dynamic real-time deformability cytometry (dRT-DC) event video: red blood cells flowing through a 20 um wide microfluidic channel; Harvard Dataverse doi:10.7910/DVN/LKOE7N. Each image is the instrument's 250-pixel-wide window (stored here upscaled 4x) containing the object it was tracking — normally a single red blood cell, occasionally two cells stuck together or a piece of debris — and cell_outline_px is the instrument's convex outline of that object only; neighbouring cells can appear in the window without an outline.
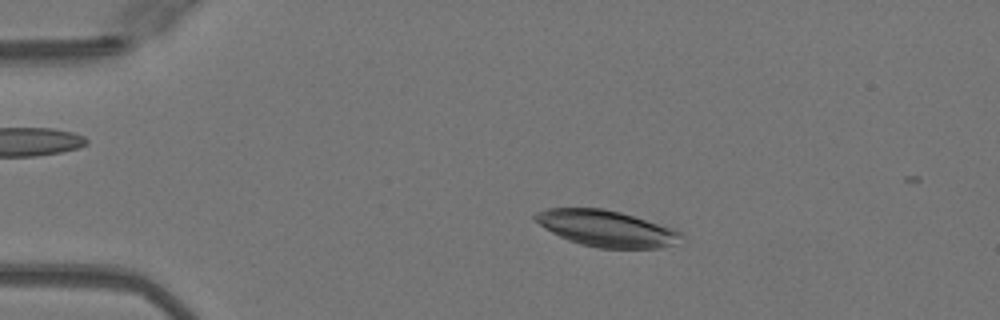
{"species": "Egyptian fruit bat (a non-hibernating species)", "species_latin": "Rousettus aegyptiacus", "temperature_condition": "warm", "stored_images_in_passage": 49, "camera_frame_rate_fps": 3000, "um_per_image_px": 0.085, "animal": {"sex": "female"}, "frame": {"image": 1, "passage_image": 9, "time_ms": 2.667, "image_size_px": [1000, 320], "cell_outline_px": [[684, 236], [672, 244], [660, 248], [600, 248], [580, 244], [568, 240], [544, 228], [532, 216], [536, 212], [548, 208], [604, 208], [620, 212], [676, 228]], "centroid_in_image_um": [51.55, 19.41], "position_along_channel_um": 33.5, "area_um2": 30.75}}
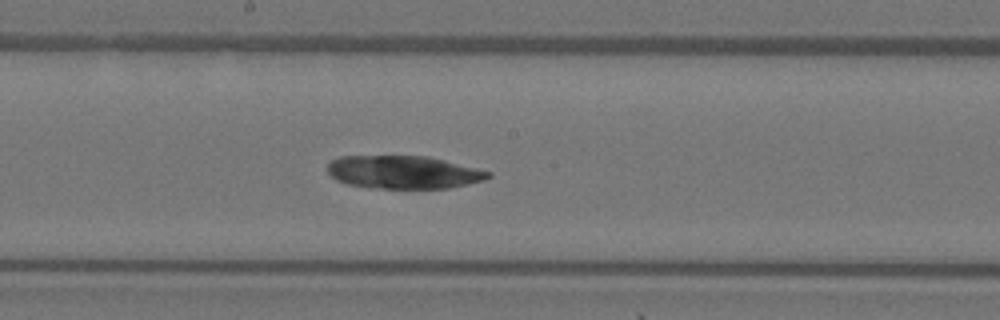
{"frame": {"image": 2, "passage_image": 26, "time_ms": 8.333, "image_size_px": [1000, 320], "cell_outline_px": [[492, 176], [484, 180], [468, 184], [448, 188], [372, 188], [348, 184], [336, 180], [328, 172], [328, 164], [332, 160], [340, 156], [428, 156], [492, 172]], "centroid_in_image_um": [34.3, 14.63], "position_along_channel_um": 213.9, "area_um2": 30.81}}
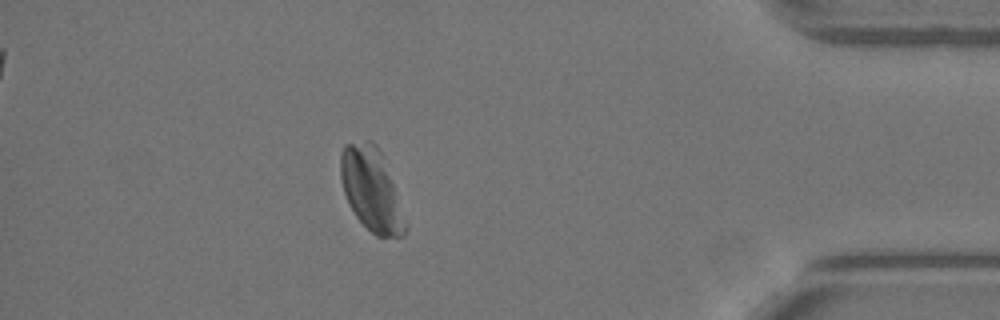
{"frame": {"image": 3, "passage_image": 43, "time_ms": 14.0, "image_size_px": [1000, 320], "cell_outline_px": [[408, 228], [404, 236], [376, 236], [356, 216], [348, 204], [340, 180], [340, 152], [344, 144], [368, 140], [372, 140], [376, 144], [380, 152], [408, 224]], "centroid_in_image_um": [31.54, 16.11], "position_along_channel_um": 403.7, "area_um2": 30.98}}